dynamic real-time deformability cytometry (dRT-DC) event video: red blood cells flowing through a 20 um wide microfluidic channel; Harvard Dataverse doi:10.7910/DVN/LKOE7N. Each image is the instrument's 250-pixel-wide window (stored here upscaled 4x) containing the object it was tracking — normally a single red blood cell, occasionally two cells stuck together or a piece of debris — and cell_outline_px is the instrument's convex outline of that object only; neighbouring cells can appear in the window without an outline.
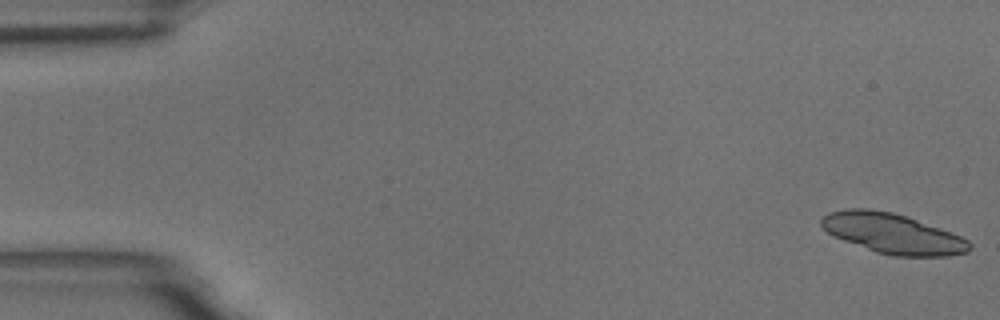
{"species": "common noctule bat (a hibernating species)", "species_latin": "Nyctalus noctula", "temperature_condition": "room temperature", "stored_images_in_passage": 56, "segment_of_instrument_passage": [1, 2], "camera_frame_rate_fps": 3000, "um_per_image_px": 0.085, "animal": {"sex": "male", "body_mass_g": 18.8}, "frame": {"image": 1, "passage_image": 1, "time_ms": 0.0, "image_size_px": [1000, 320], "cell_outline_px": [[972, 248], [968, 252], [948, 256], [892, 256], [876, 252], [844, 240], [828, 232], [820, 224], [820, 220], [828, 212], [848, 208], [868, 208], [892, 212], [952, 232], [968, 240], [972, 244]], "centroid_in_image_um": [75.89, 19.85], "position_along_channel_um": 9.1, "area_um2": 34.39}}